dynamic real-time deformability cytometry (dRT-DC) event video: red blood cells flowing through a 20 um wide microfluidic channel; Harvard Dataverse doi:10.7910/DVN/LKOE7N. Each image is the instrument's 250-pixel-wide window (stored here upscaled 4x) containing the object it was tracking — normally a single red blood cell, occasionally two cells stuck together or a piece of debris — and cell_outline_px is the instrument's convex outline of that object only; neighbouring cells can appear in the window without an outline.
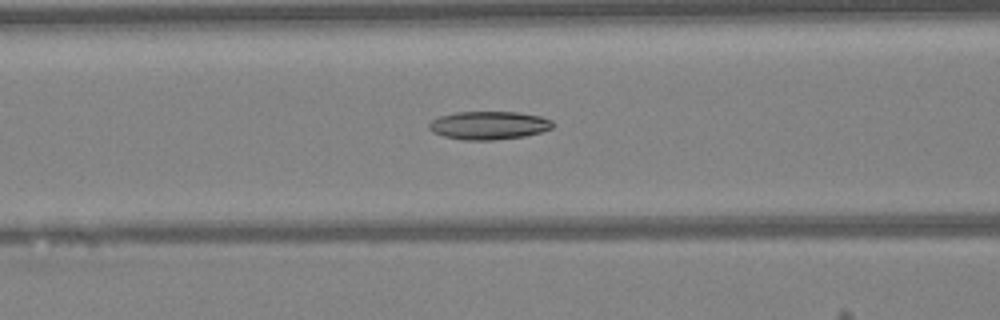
{"species": "Egyptian fruit bat (a non-hibernating species)", "species_latin": "Rousettus aegyptiacus", "temperature_condition": "warm", "stored_images_in_passage": 32, "camera_frame_rate_fps": 3000, "um_per_image_px": 0.085, "animal": {"sex": "female"}, "frame": {"image": 1, "passage_image": 19, "time_ms": 6.0, "image_size_px": [1000, 320], "cell_outline_px": [[556, 124], [552, 128], [540, 132], [524, 136], [492, 140], [464, 140], [444, 136], [432, 132], [428, 128], [428, 124], [432, 120], [440, 116], [456, 112], [516, 112], [540, 116], [552, 120]], "centroid_in_image_um": [41.55, 10.65], "position_along_channel_um": 125.0, "area_um2": 20.35}}
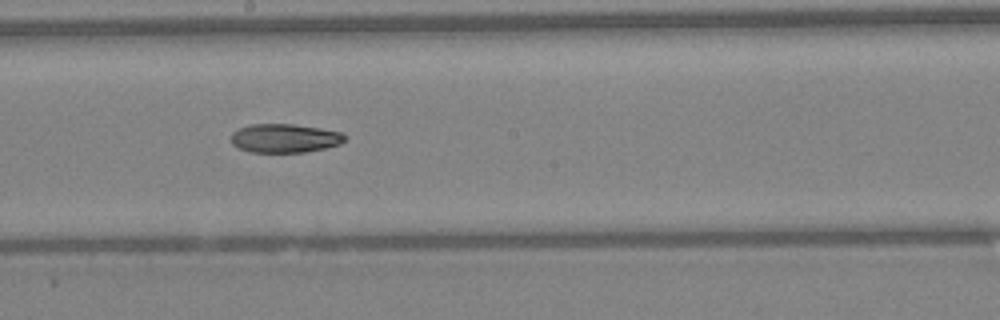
{"frame": {"image": 2, "passage_image": 26, "time_ms": 8.333, "image_size_px": [1000, 320], "cell_outline_px": [[348, 136], [340, 144], [324, 148], [304, 152], [252, 152], [240, 148], [232, 144], [232, 132], [240, 128], [252, 124], [292, 124], [320, 128], [340, 132]], "centroid_in_image_um": [24.21, 11.74], "position_along_channel_um": 224.0, "area_um2": 18.9}}
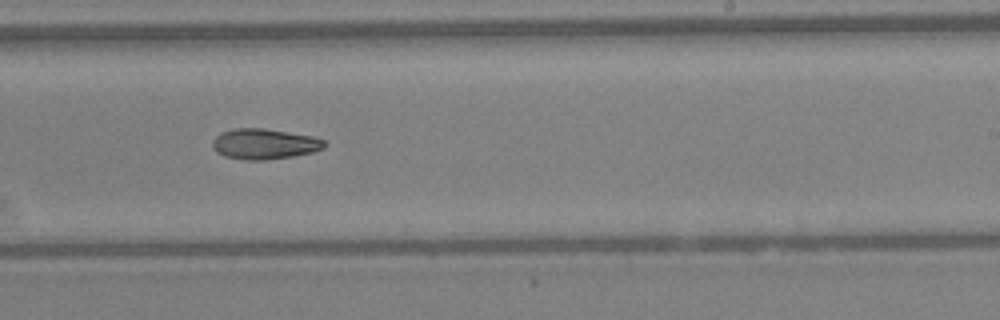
{"frame": {"image": 3, "passage_image": 29, "time_ms": 9.333, "image_size_px": [1000, 320], "cell_outline_px": [[324, 148], [312, 152], [292, 156], [264, 160], [248, 160], [224, 156], [216, 152], [212, 144], [212, 140], [216, 136], [232, 128], [264, 128], [312, 136], [324, 140]], "centroid_in_image_um": [22.45, 12.23], "position_along_channel_um": 266.6, "area_um2": 19.71}}